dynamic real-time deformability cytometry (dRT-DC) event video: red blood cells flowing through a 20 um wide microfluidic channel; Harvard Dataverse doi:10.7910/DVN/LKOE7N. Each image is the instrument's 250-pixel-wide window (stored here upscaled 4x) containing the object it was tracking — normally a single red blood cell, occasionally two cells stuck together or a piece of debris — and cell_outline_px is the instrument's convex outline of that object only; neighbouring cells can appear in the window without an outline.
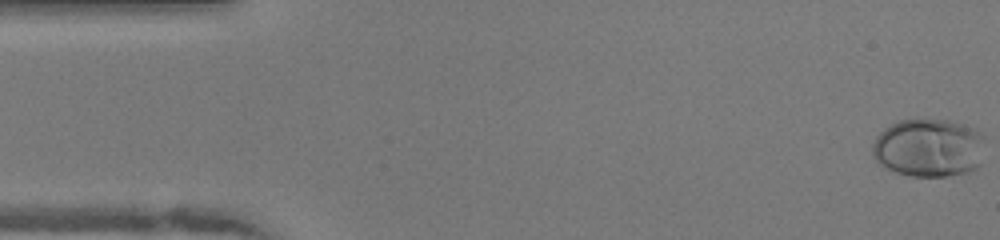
{"species": "human", "species_latin": "Homo sapiens", "temperature_condition": "warm", "stored_images_in_passage": 50, "camera_frame_rate_fps": 3000, "um_per_image_px": 0.085, "donor": {"sex": "female"}, "frame": {"image": 1, "passage_image": 1, "time_ms": 0.0, "image_size_px": [1000, 240], "cell_outline_px": [[984, 136], [980, 164], [976, 168], [968, 172], [948, 176], [908, 176], [884, 168], [876, 160], [872, 152], [872, 144], [876, 136], [884, 128], [900, 120], [948, 120], [972, 128], [980, 132]], "centroid_in_image_um": [78.92, 12.58], "position_along_channel_um": 6.1, "area_um2": 38.26}}
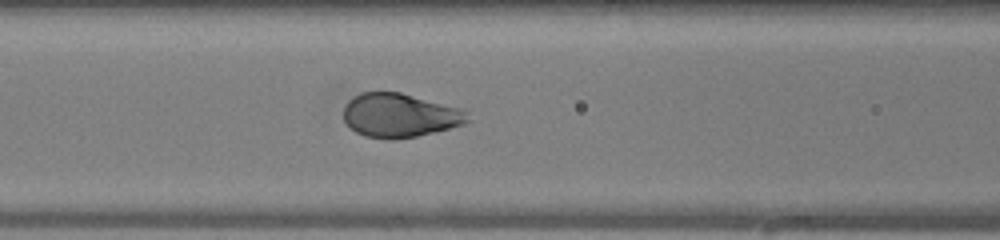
{"frame": {"image": 2, "passage_image": 20, "time_ms": 6.333, "image_size_px": [1000, 240], "cell_outline_px": [[468, 120], [464, 124], [416, 136], [392, 140], [388, 140], [364, 136], [356, 132], [344, 120], [344, 104], [352, 96], [360, 92], [400, 92], [464, 108], [468, 112]], "centroid_in_image_um": [33.97, 9.79], "position_along_channel_um": 132.6, "area_um2": 31.96}}
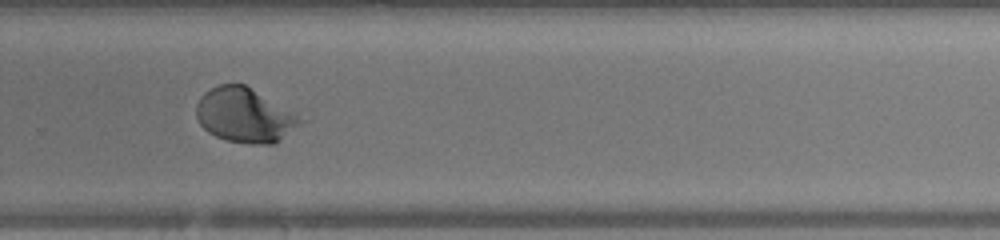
{"frame": {"image": 3, "passage_image": 33, "time_ms": 10.667, "image_size_px": [1000, 240], "cell_outline_px": [[308, 120], [276, 144], [252, 144], [228, 140], [216, 136], [208, 132], [200, 124], [196, 116], [196, 104], [200, 96], [204, 92], [220, 84], [244, 84], [296, 112]], "centroid_in_image_um": [20.86, 9.8], "position_along_channel_um": 308.9, "area_um2": 33.47}, "authors_computed_cell_mechanics": {"area_um2": 33.0905, "velocity_mm_per_s": 4.0788, "shape_relaxation_time_tau1_ms": 2.7987, "shape_relaxation_time_tau2_ms": null, "deformation_change_tau1": 0.1768, "deformation_change_tau2": null}}